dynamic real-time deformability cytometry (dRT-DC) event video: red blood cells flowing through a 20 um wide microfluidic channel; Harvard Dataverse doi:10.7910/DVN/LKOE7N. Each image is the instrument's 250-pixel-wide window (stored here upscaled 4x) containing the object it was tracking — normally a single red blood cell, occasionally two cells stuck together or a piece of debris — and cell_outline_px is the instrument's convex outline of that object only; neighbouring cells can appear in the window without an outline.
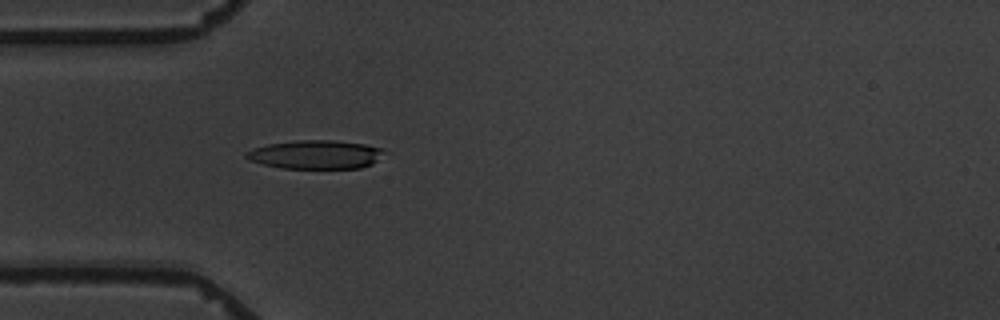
{"species": "common noctule bat (a hibernating species)", "species_latin": "Nyctalus noctula", "temperature_condition": "warm", "stored_images_in_passage": 5, "camera_frame_rate_fps": 3000, "um_per_image_px": 0.085, "animal": {"sex": "male", "body_mass_g": 19.5, "forearm_length_mm": 54.6}, "frame": {"image": 1, "passage_image": 5, "time_ms": 4.667, "image_size_px": [1000, 320], "cell_outline_px": [[384, 152], [372, 164], [360, 168], [284, 168], [264, 164], [248, 160], [244, 156], [244, 152], [268, 144], [296, 140], [332, 140], [364, 144], [384, 148]], "centroid_in_image_um": [26.82, 13.13], "position_along_channel_um": 58.2, "area_um2": 22.89}}